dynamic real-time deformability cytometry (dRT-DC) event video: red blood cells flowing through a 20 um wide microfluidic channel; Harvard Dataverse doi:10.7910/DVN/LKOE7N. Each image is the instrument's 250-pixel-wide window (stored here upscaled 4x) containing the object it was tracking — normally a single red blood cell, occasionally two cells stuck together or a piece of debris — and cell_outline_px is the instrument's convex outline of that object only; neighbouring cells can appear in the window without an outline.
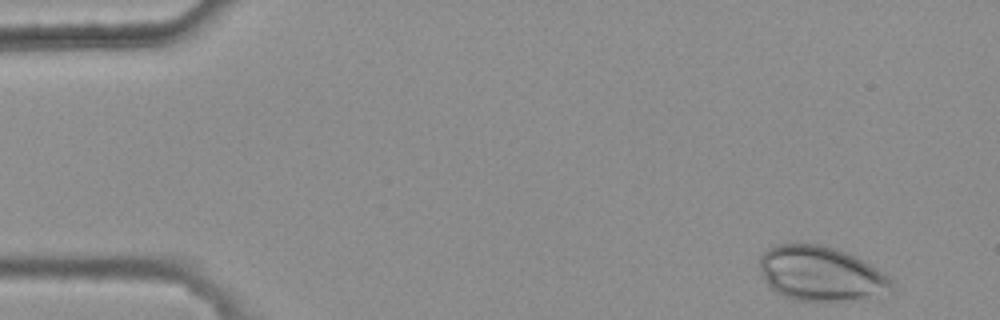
{"species": "common noctule bat (a hibernating species)", "species_latin": "Nyctalus noctula", "temperature_condition": "warm", "stored_images_in_passage": 4, "camera_frame_rate_fps": 3000, "um_per_image_px": 0.085, "animal": {"sex": "female", "body_mass_g": 25.1}, "frame": {"image": 1, "passage_image": 1, "time_ms": 0.0, "image_size_px": [1000, 320], "cell_outline_px": [[892, 292], [864, 300], [832, 304], [816, 304], [792, 300], [776, 292], [764, 280], [760, 268], [760, 256], [772, 244], [800, 240], [824, 244], [848, 252], [856, 256], [888, 276], [892, 280]], "centroid_in_image_um": [69.77, 23.28], "position_along_channel_um": 15.2, "area_um2": 44.33}}